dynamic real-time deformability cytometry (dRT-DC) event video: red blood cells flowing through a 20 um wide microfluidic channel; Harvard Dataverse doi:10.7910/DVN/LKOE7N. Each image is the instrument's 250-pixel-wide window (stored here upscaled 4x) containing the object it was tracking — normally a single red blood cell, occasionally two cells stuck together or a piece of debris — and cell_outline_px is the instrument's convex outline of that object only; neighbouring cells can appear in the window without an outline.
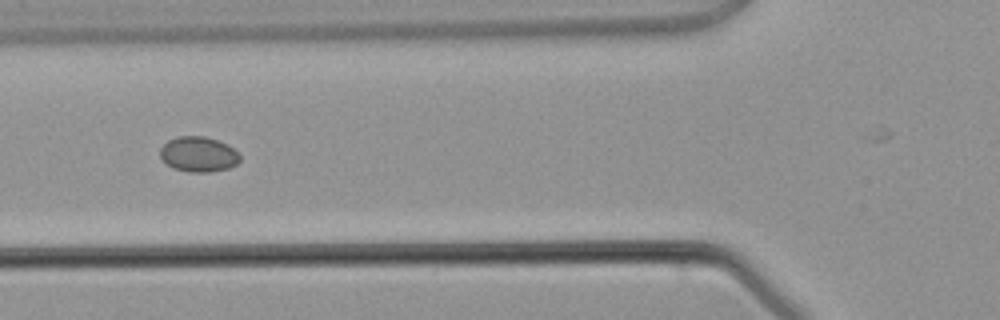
{"species": "common noctule bat (a hibernating species)", "species_latin": "Nyctalus noctula", "temperature_condition": "warm", "stored_images_in_passage": 4, "camera_frame_rate_fps": 3000, "um_per_image_px": 0.085, "animal": {"sex": "male", "body_mass_g": 21.5, "forearm_length_mm": 52.0}, "frame": {"image": 1, "passage_image": 4, "time_ms": 3.667, "image_size_px": [1000, 320], "cell_outline_px": [[240, 160], [236, 164], [228, 168], [208, 172], [188, 172], [172, 168], [160, 156], [160, 148], [168, 140], [180, 136], [204, 136], [228, 144], [240, 156]], "centroid_in_image_um": [16.86, 13.11], "position_along_channel_um": 108.9, "area_um2": 16.24}}